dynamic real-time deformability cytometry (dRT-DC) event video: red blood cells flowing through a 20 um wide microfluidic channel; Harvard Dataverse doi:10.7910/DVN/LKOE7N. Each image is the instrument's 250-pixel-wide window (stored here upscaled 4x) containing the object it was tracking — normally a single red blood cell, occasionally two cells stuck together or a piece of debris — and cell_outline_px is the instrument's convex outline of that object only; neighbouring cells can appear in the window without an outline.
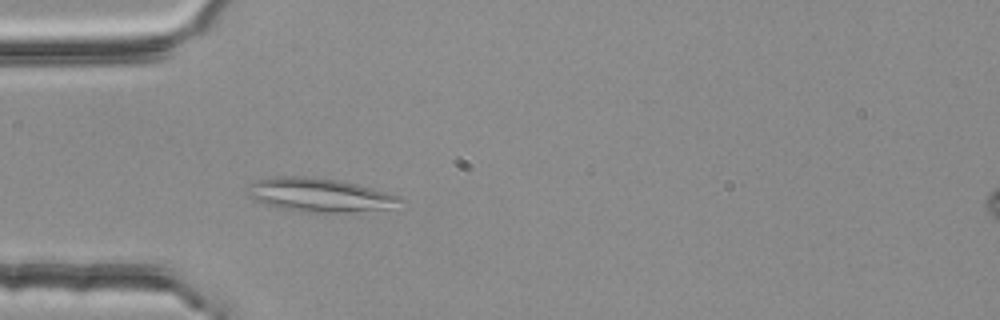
{"species": "common noctule bat (a hibernating species)", "species_latin": "Nyctalus noctula", "temperature_condition": "room temperature", "stored_images_in_passage": 4, "camera_frame_rate_fps": 3000, "um_per_image_px": 0.085, "animal": {"sex": "female", "body_mass_g": 25.1}, "frame": {"image": 1, "passage_image": 4, "time_ms": 1.0, "image_size_px": [1000, 320], "cell_outline_px": [[404, 200], [388, 208], [344, 212], [292, 212], [276, 208], [256, 200], [248, 196], [252, 184], [256, 180], [280, 176], [304, 176], [336, 180], [356, 184], [372, 188], [400, 196]], "centroid_in_image_um": [27.14, 16.58], "position_along_channel_um": 57.9, "area_um2": 29.54}}